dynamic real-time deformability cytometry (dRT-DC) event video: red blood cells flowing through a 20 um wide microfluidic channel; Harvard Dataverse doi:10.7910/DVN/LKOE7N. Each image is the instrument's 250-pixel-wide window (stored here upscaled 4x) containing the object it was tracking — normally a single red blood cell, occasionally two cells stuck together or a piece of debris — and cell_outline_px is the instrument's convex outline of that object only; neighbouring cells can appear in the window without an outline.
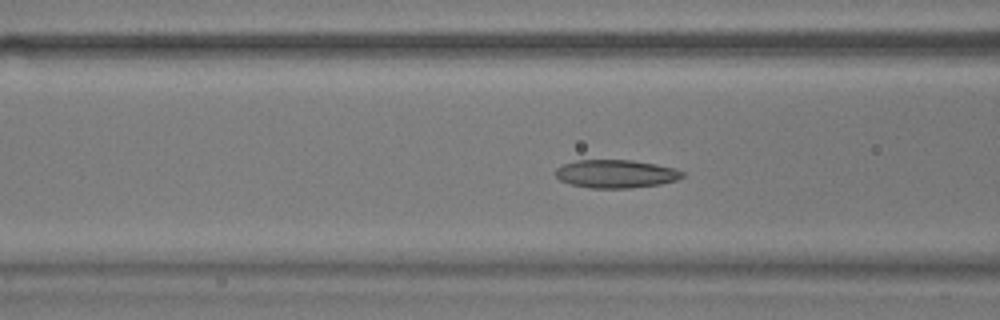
{"species": "common noctule bat (a hibernating species)", "species_latin": "Nyctalus noctula", "temperature_condition": "warm", "stored_images_in_passage": 55, "camera_frame_rate_fps": 3000, "um_per_image_px": 0.085, "animal": {"sex": "male", "body_mass_g": 17.9}, "frame": {"image": 1, "passage_image": 21, "time_ms": 6.667, "image_size_px": [1000, 320], "cell_outline_px": [[684, 176], [676, 180], [660, 184], [628, 188], [588, 188], [572, 184], [560, 180], [556, 176], [556, 168], [564, 164], [576, 160], [632, 160], [656, 164], [676, 168], [684, 172]], "centroid_in_image_um": [52.37, 14.77], "position_along_channel_um": 114.2, "area_um2": 20.81}}
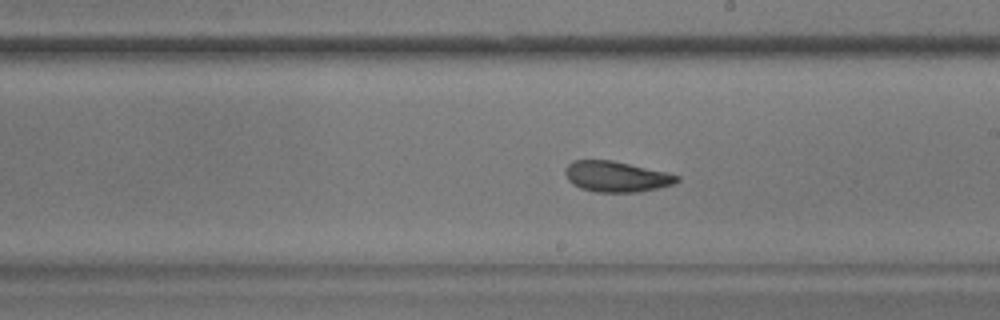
{"frame": {"image": 2, "passage_image": 31, "time_ms": 10.0, "image_size_px": [1000, 320], "cell_outline_px": [[680, 180], [672, 184], [660, 188], [640, 192], [596, 192], [580, 188], [572, 184], [568, 180], [564, 172], [564, 168], [572, 160], [612, 160], [664, 172], [680, 176]], "centroid_in_image_um": [52.35, 15.01], "position_along_channel_um": 236.7, "area_um2": 20.0}}
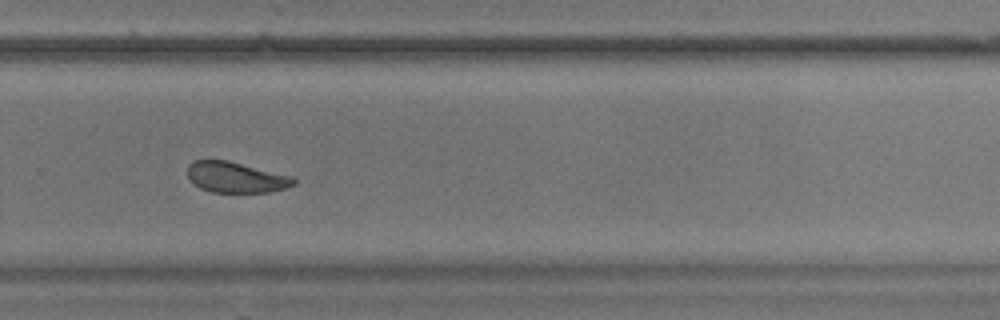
{"frame": {"image": 3, "passage_image": 37, "time_ms": 12.0, "image_size_px": [1000, 320], "cell_outline_px": [[296, 184], [284, 188], [268, 192], [212, 192], [200, 188], [188, 176], [188, 164], [192, 160], [228, 160], [292, 176], [296, 180]], "centroid_in_image_um": [20.05, 15.06], "position_along_channel_um": 309.7, "area_um2": 18.9}, "authors_computed_cell_mechanics": {"area_um2": 21.3282, "velocity_mm_per_s": 3.6743, "shape_relaxation_time_tau1_ms": 7.2538, "shape_relaxation_time_tau2_ms": 2.331, "deformation_change_tau1": 0.1499, "deformation_change_tau2": 0.0791}}